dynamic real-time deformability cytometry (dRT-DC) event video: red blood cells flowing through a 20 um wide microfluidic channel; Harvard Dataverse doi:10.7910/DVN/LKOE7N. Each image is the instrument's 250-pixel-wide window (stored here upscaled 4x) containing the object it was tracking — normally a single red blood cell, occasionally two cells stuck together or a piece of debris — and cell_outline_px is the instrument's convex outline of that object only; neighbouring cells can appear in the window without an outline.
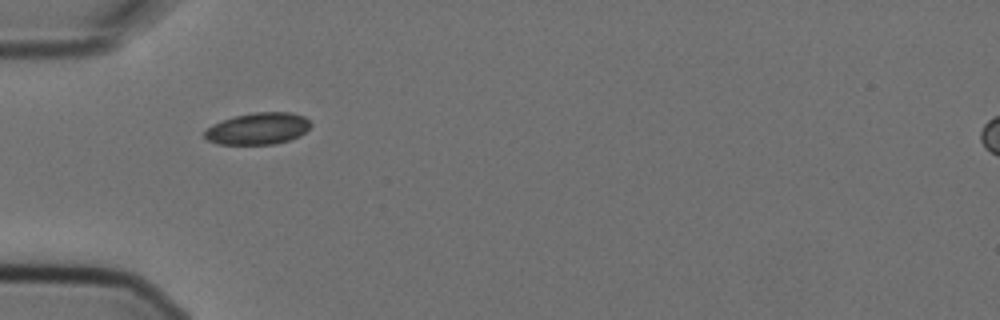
{"species": "Egyptian fruit bat (a non-hibernating species)", "species_latin": "Rousettus aegyptiacus", "temperature_condition": "cold", "stored_images_in_passage": 4, "camera_frame_rate_fps": 3000, "um_per_image_px": 0.085, "animal": {"sex": "female"}, "frame": {"image": 1, "passage_image": 1, "time_ms": 0.0, "image_size_px": [1000, 320], "cell_outline_px": [[312, 124], [300, 136], [276, 144], [216, 144], [208, 140], [204, 136], [204, 132], [212, 124], [236, 116], [252, 112], [292, 112], [304, 116]], "centroid_in_image_um": [21.94, 10.93], "position_along_channel_um": 63.1, "area_um2": 19.59}}
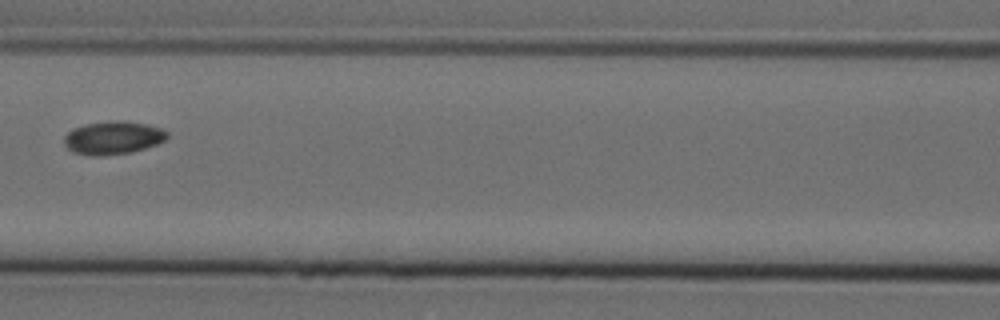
{"frame": {"image": 2, "passage_image": 3, "time_ms": 0.667, "image_size_px": [1000, 320], "cell_outline_px": [[168, 136], [164, 140], [156, 144], [132, 152], [104, 156], [88, 156], [72, 152], [64, 144], [64, 136], [72, 128], [84, 124], [112, 120], [124, 120], [148, 124], [160, 128], [168, 132]], "centroid_in_image_um": [9.57, 11.71], "position_along_channel_um": 157.0, "area_um2": 20.17}}
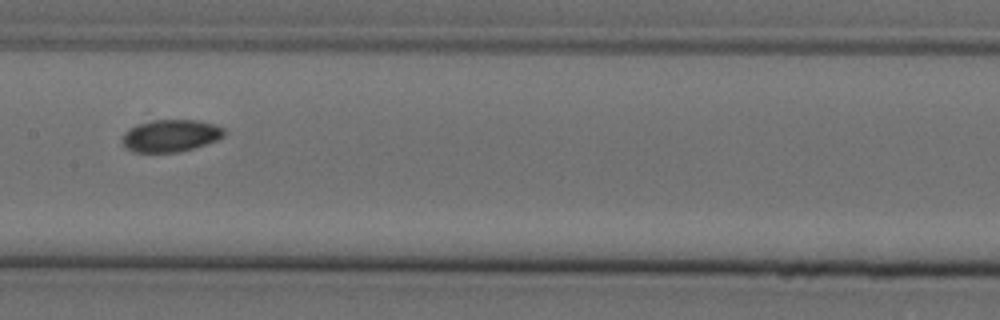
{"frame": {"image": 3, "passage_image": 4, "time_ms": 1.0, "image_size_px": [1000, 320], "cell_outline_px": [[224, 136], [216, 140], [180, 152], [132, 152], [124, 148], [120, 140], [124, 132], [128, 128], [136, 124], [152, 120], [196, 120], [212, 124], [224, 128]], "centroid_in_image_um": [14.41, 11.54], "position_along_channel_um": 193.0, "area_um2": 19.25}}